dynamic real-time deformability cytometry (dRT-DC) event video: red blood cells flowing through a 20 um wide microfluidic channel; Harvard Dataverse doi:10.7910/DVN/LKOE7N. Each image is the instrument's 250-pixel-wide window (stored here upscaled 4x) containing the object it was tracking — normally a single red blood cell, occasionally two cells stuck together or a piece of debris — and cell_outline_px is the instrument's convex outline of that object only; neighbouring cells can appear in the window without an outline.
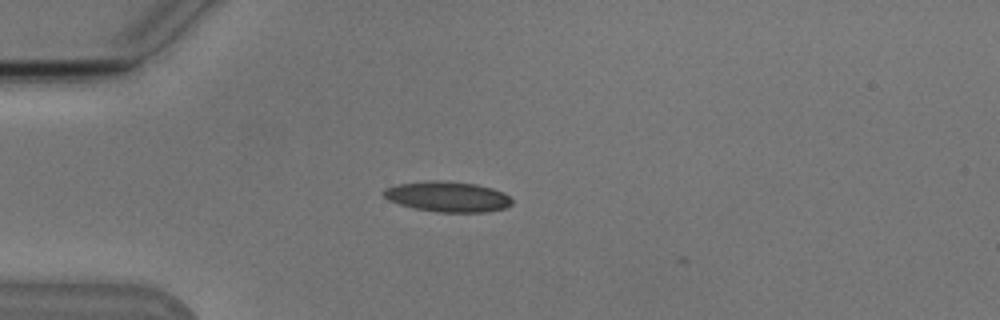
{"species": "Egyptian fruit bat (a non-hibernating species)", "species_latin": "Rousettus aegyptiacus", "temperature_condition": "cold", "stored_images_in_passage": 3, "camera_frame_rate_fps": 3000, "um_per_image_px": 0.085, "animal": {"sex": "male"}, "frame": {"image": 1, "passage_image": 1, "time_ms": 0.0, "image_size_px": [1000, 320], "cell_outline_px": [[512, 204], [504, 208], [484, 212], [436, 212], [412, 208], [388, 200], [380, 192], [384, 188], [396, 184], [428, 180], [440, 180], [476, 184], [492, 188], [504, 192], [512, 200]], "centroid_in_image_um": [38.0, 16.71], "position_along_channel_um": 47.0, "area_um2": 22.95}}